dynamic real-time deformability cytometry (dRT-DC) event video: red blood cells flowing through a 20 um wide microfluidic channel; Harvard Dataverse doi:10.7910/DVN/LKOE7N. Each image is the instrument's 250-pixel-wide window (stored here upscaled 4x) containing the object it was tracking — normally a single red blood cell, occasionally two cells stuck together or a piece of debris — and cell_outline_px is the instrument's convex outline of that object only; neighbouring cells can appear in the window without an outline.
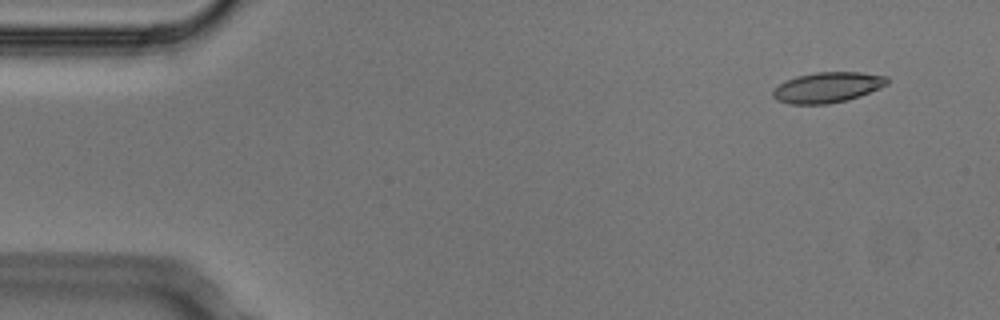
{"species": "Egyptian fruit bat (a non-hibernating species)", "species_latin": "Rousettus aegyptiacus", "temperature_condition": "cold", "stored_images_in_passage": 3, "camera_frame_rate_fps": 3000, "um_per_image_px": 0.085, "animal": {"sex": "male"}, "frame": {"image": 1, "passage_image": 1, "time_ms": 0.0, "image_size_px": [1000, 320], "cell_outline_px": [[888, 84], [880, 88], [860, 96], [848, 100], [828, 104], [788, 104], [776, 100], [772, 96], [772, 92], [780, 84], [796, 76], [816, 72], [860, 72], [888, 76]], "centroid_in_image_um": [70.35, 7.43], "position_along_channel_um": 14.6, "area_um2": 20.35}}
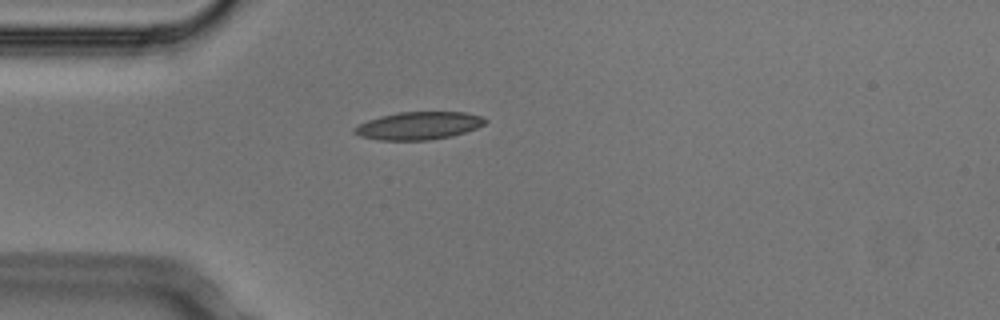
{"frame": {"image": 2, "passage_image": 3, "time_ms": 0.667, "image_size_px": [1000, 320], "cell_outline_px": [[488, 120], [484, 124], [476, 128], [452, 136], [428, 140], [380, 140], [360, 136], [352, 132], [352, 128], [368, 120], [380, 116], [396, 112], [464, 112], [480, 116]], "centroid_in_image_um": [35.56, 10.68], "position_along_channel_um": 49.4, "area_um2": 21.1}}